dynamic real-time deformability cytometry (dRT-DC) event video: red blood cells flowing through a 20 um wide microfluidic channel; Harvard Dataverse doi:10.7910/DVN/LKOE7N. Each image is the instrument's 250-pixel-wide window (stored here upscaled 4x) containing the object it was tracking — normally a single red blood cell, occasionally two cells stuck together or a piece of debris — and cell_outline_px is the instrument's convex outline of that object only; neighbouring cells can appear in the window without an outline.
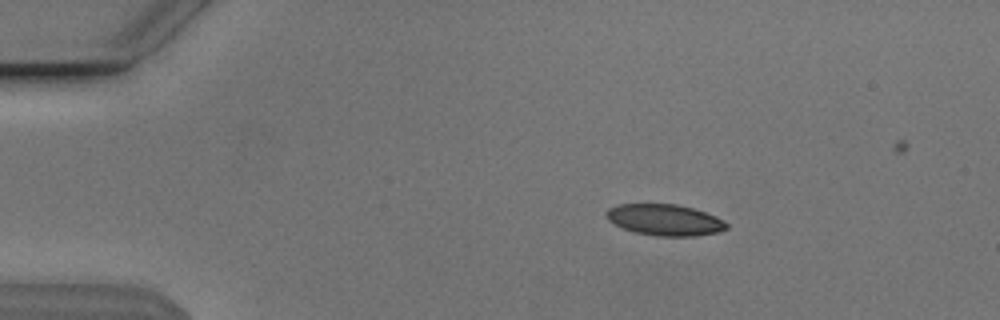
{"species": "Egyptian fruit bat (a non-hibernating species)", "species_latin": "Rousettus aegyptiacus", "temperature_condition": "cold", "stored_images_in_passage": 50, "camera_frame_rate_fps": 3000, "um_per_image_px": 0.085, "animal": {"sex": "male"}, "frame": {"image": 1, "passage_image": 9, "time_ms": 2.667, "image_size_px": [1000, 320], "cell_outline_px": [[728, 228], [716, 232], [696, 236], [656, 236], [636, 232], [624, 228], [608, 220], [604, 216], [604, 212], [608, 208], [616, 204], [676, 204], [692, 208], [716, 216], [724, 220], [728, 224]], "centroid_in_image_um": [56.48, 18.68], "position_along_channel_um": 28.5, "area_um2": 21.91}}
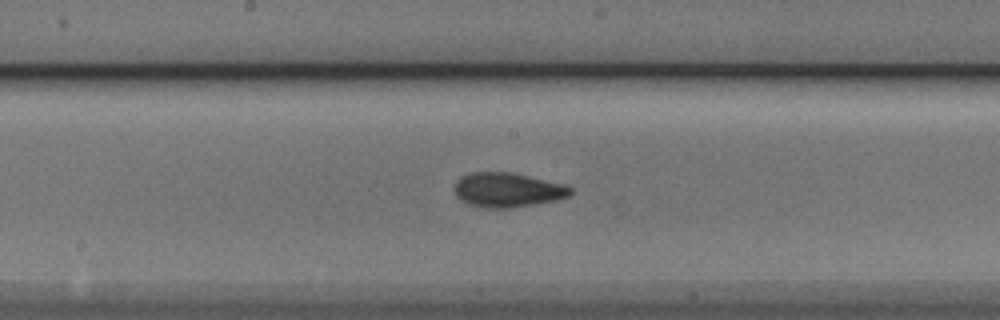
{"frame": {"image": 2, "passage_image": 28, "time_ms": 9.0, "image_size_px": [1000, 320], "cell_outline_px": [[572, 192], [568, 196], [556, 200], [508, 208], [484, 208], [468, 204], [460, 200], [456, 196], [452, 188], [456, 180], [460, 176], [472, 172], [508, 172], [528, 176], [564, 184], [572, 188]], "centroid_in_image_um": [43.06, 16.14], "position_along_channel_um": 205.1, "area_um2": 23.35}}
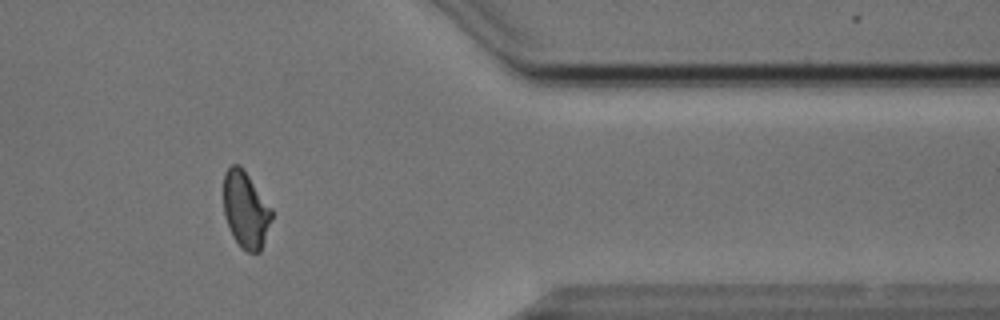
{"frame": {"image": 3, "passage_image": 44, "time_ms": 14.333, "image_size_px": [1000, 320], "cell_outline_px": [[272, 220], [260, 252], [248, 252], [232, 236], [224, 216], [224, 172], [232, 164], [240, 164], [272, 208]], "centroid_in_image_um": [20.88, 17.8], "position_along_channel_um": 390.5, "area_um2": 21.39}}